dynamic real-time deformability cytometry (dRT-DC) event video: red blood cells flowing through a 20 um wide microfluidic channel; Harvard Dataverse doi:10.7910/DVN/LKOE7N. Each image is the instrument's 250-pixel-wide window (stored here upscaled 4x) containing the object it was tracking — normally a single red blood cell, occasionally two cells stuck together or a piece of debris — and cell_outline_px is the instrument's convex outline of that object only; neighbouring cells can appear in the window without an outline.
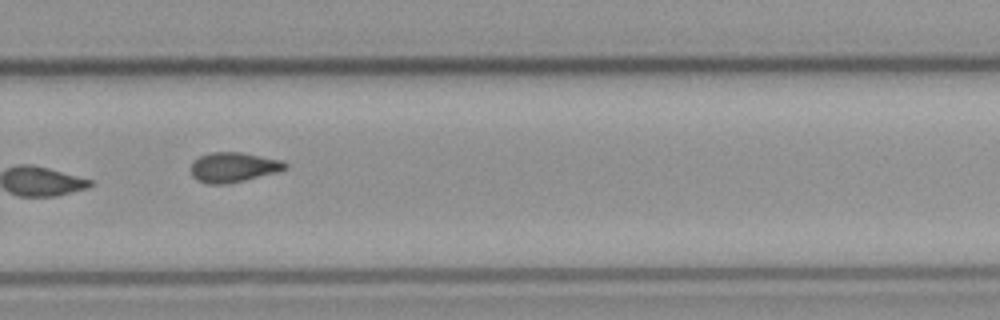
{"species": "common noctule bat (a hibernating species)", "species_latin": "Nyctalus noctula", "temperature_condition": "cold", "stored_images_in_passage": 13, "camera_frame_rate_fps": 3000, "um_per_image_px": 0.085, "animal": {"sex": "male", "body_mass_g": 23.1, "forearm_length_mm": 52.7}, "frame": {"image": 1, "passage_image": 10, "time_ms": 12.333, "image_size_px": [1000, 320], "cell_outline_px": [[288, 168], [276, 172], [228, 184], [208, 184], [196, 180], [192, 176], [188, 168], [192, 160], [200, 156], [212, 152], [244, 152], [284, 160], [288, 164]], "centroid_in_image_um": [19.81, 14.2], "position_along_channel_um": 310.0, "area_um2": 16.82}}
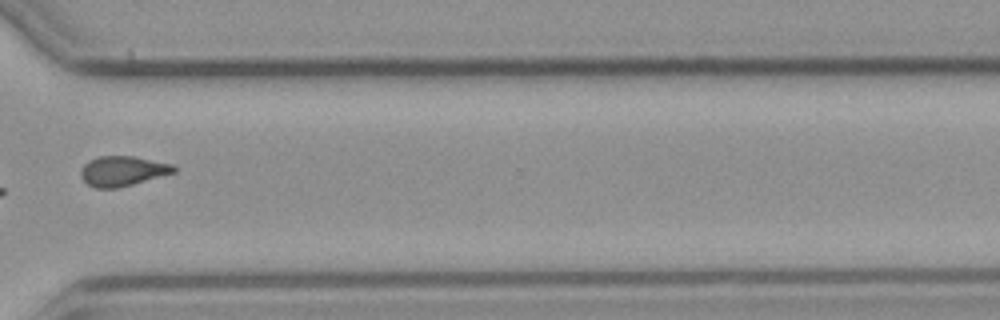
{"frame": {"image": 2, "passage_image": 11, "time_ms": 13.667, "image_size_px": [1000, 320], "cell_outline_px": [[176, 172], [132, 184], [116, 188], [96, 188], [88, 184], [80, 176], [80, 172], [84, 164], [88, 160], [96, 156], [136, 156], [172, 164], [176, 168]], "centroid_in_image_um": [10.41, 14.52], "position_along_channel_um": 360.2, "area_um2": 16.24}}